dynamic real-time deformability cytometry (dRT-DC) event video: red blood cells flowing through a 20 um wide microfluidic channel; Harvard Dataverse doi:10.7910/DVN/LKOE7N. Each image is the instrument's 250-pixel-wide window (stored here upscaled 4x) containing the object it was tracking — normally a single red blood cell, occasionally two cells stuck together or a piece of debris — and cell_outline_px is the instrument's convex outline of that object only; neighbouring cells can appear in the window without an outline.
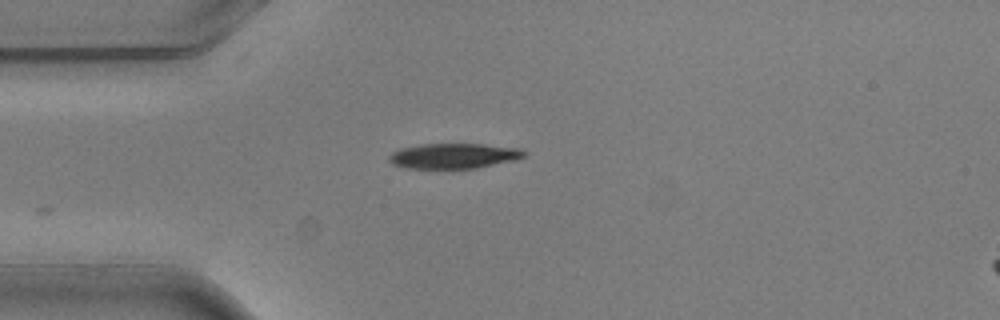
{"species": "common noctule bat (a hibernating species)", "species_latin": "Nyctalus noctula", "temperature_condition": "warm", "stored_images_in_passage": 4, "camera_frame_rate_fps": 3000, "um_per_image_px": 0.085, "animal": {"sex": "male", "body_mass_g": 20.5, "forearm_length_mm": 52.5}, "frame": {"image": 1, "passage_image": 4, "time_ms": 1.0, "image_size_px": [1000, 320], "cell_outline_px": [[524, 156], [512, 160], [476, 168], [404, 168], [392, 164], [388, 160], [388, 156], [392, 152], [400, 148], [424, 144], [484, 144], [520, 148], [524, 152]], "centroid_in_image_um": [38.5, 13.25], "position_along_channel_um": 46.5, "area_um2": 19.65}}